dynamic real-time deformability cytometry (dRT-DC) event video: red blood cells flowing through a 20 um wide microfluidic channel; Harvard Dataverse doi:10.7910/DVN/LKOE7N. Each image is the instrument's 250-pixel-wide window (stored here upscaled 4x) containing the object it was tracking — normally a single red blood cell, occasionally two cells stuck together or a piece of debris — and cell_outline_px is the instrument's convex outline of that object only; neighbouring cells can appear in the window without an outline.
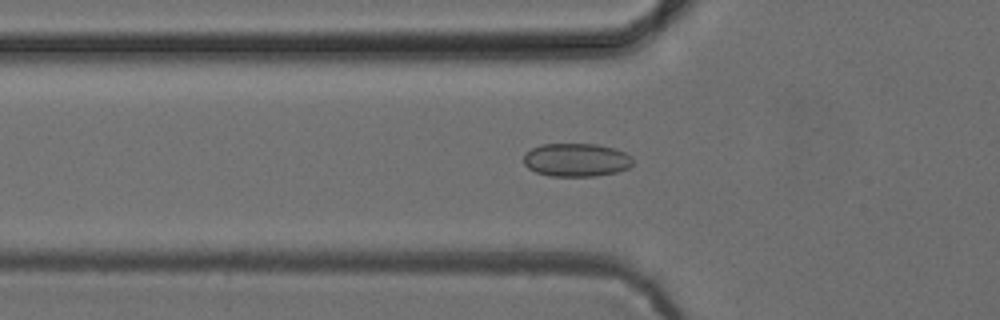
{"species": "common noctule bat (a hibernating species)", "species_latin": "Nyctalus noctula", "temperature_condition": "cold", "stored_images_in_passage": 34, "camera_frame_rate_fps": 3000, "um_per_image_px": 0.085, "animal": {"sex": "female", "body_mass_g": 24.6, "forearm_length_mm": 56.2}, "frame": {"image": 1, "passage_image": 5, "time_ms": 1.333, "image_size_px": [1000, 320], "cell_outline_px": [[632, 164], [628, 168], [616, 172], [596, 176], [548, 176], [536, 172], [528, 168], [524, 164], [524, 156], [532, 148], [540, 144], [596, 144], [616, 148], [632, 156]], "centroid_in_image_um": [48.99, 13.59], "position_along_channel_um": 76.8, "area_um2": 21.27}}
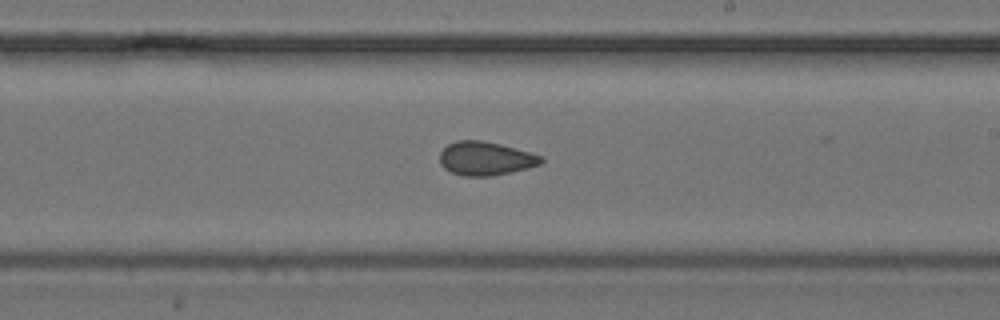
{"frame": {"image": 2, "passage_image": 18, "time_ms": 5.667, "image_size_px": [1000, 320], "cell_outline_px": [[544, 160], [540, 164], [528, 168], [492, 176], [464, 176], [452, 172], [444, 168], [440, 164], [440, 152], [448, 144], [456, 140], [480, 140], [500, 144], [544, 156]], "centroid_in_image_um": [41.27, 13.47], "position_along_channel_um": 247.7, "area_um2": 19.88}}
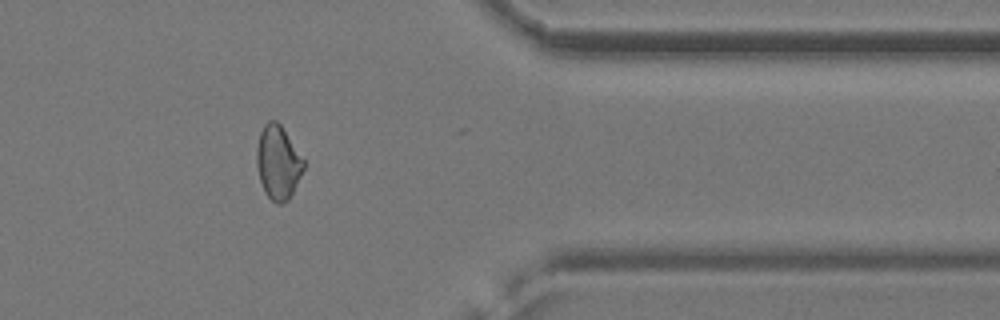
{"frame": {"image": 3, "passage_image": 30, "time_ms": 9.667, "image_size_px": [1000, 320], "cell_outline_px": [[304, 168], [288, 200], [280, 204], [276, 204], [264, 192], [260, 180], [256, 164], [256, 148], [260, 132], [264, 124], [268, 120], [276, 120], [280, 124], [304, 160]], "centroid_in_image_um": [23.6, 13.8], "position_along_channel_um": 387.8, "area_um2": 20.0}, "authors_computed_cell_mechanics": {"area_um2": 20.0855, "velocity_mm_per_s": 3.9236, "shape_relaxation_time_tau1_ms": null, "shape_relaxation_time_tau2_ms": 2.7648, "deformation_change_tau1": null, "deformation_change_tau2": 0.0707}}